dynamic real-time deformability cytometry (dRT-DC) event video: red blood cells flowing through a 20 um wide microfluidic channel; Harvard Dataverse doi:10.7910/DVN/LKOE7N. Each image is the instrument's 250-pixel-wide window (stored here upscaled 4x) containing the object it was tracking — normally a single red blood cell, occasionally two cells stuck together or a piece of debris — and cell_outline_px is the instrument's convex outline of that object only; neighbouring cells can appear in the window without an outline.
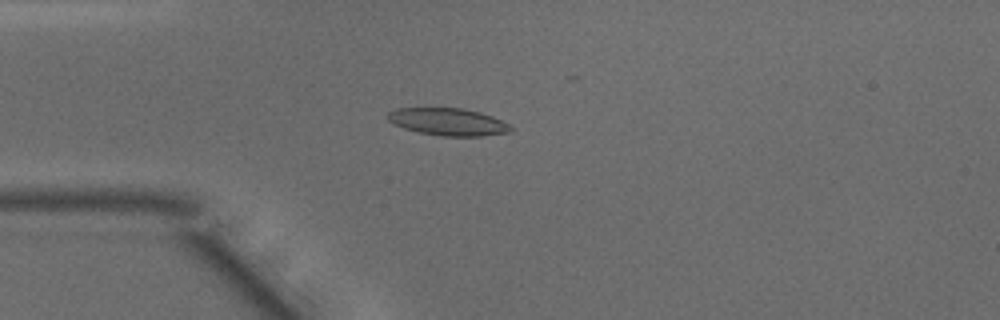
{"species": "common noctule bat (a hibernating species)", "species_latin": "Nyctalus noctula", "temperature_condition": "warm", "stored_images_in_passage": 41, "camera_frame_rate_fps": 3000, "um_per_image_px": 0.085, "animal": {"sex": "male", "body_mass_g": 15.6}, "frame": {"image": 1, "passage_image": 13, "time_ms": 4.0, "image_size_px": [1000, 320], "cell_outline_px": [[516, 128], [512, 132], [484, 136], [440, 136], [420, 132], [404, 128], [388, 120], [388, 112], [396, 108], [464, 108], [480, 112], [492, 116]], "centroid_in_image_um": [38.15, 10.36], "position_along_channel_um": 46.9, "area_um2": 19.65}}
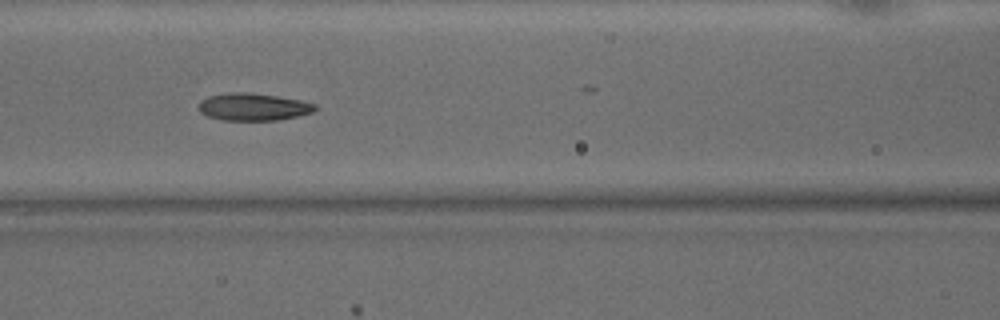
{"frame": {"image": 2, "passage_image": 21, "time_ms": 6.667, "image_size_px": [1000, 320], "cell_outline_px": [[316, 108], [312, 112], [300, 116], [276, 120], [224, 120], [208, 116], [200, 112], [200, 100], [208, 96], [228, 92], [248, 92], [276, 96], [300, 100], [316, 104]], "centroid_in_image_um": [21.53, 9.08], "position_along_channel_um": 145.1, "area_um2": 18.5}}
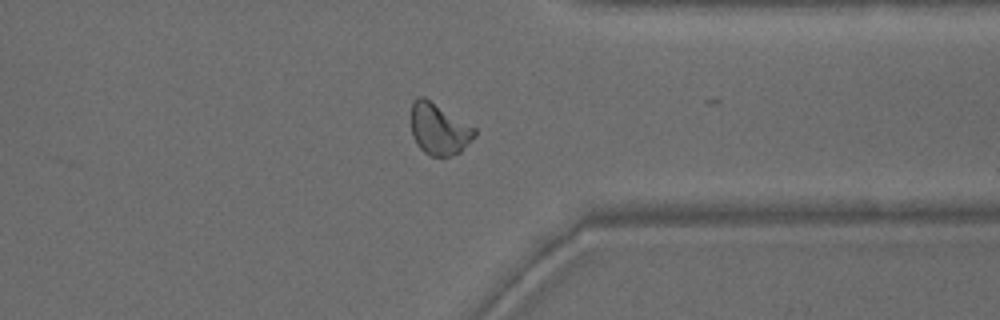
{"frame": {"image": 3, "passage_image": 38, "time_ms": 12.333, "image_size_px": [1000, 320], "cell_outline_px": [[476, 136], [460, 152], [448, 156], [432, 156], [424, 152], [416, 144], [412, 136], [412, 100], [416, 96], [424, 96], [476, 128]], "centroid_in_image_um": [37.31, 10.96], "position_along_channel_um": 374.1, "area_um2": 19.07}, "authors_computed_cell_mechanics": {"area_um2": 19.0162, "velocity_mm_per_s": 4.1227, "shape_relaxation_time_tau1_ms": 4.1802, "shape_relaxation_time_tau2_ms": 2.9381, "deformation_change_tau1": 0.1575, "deformation_change_tau2": 0.0993}}